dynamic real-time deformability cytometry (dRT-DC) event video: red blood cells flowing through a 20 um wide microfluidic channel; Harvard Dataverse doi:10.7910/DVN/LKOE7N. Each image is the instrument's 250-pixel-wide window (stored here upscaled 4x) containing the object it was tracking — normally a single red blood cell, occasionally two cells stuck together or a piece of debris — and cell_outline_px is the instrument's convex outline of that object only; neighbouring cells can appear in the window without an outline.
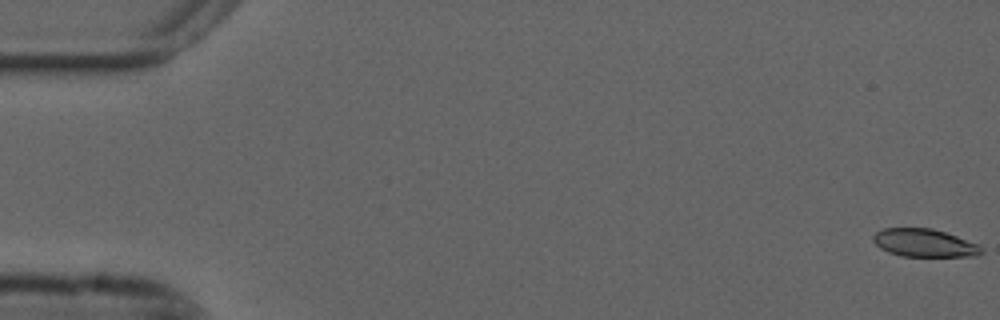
{"species": "common noctule bat (a hibernating species)", "species_latin": "Nyctalus noctula", "temperature_condition": "cold", "stored_images_in_passage": 56, "camera_frame_rate_fps": 3000, "um_per_image_px": 0.085, "animal": {"sex": "male", "forearm_length_mm": 52.5}, "frame": {"image": 1, "passage_image": 1, "time_ms": 0.0, "image_size_px": [1000, 320], "cell_outline_px": [[984, 252], [976, 256], [900, 256], [888, 252], [880, 248], [872, 240], [872, 236], [876, 232], [884, 228], [932, 228], [980, 244]], "centroid_in_image_um": [78.57, 20.65], "position_along_channel_um": 6.4, "area_um2": 17.69}}
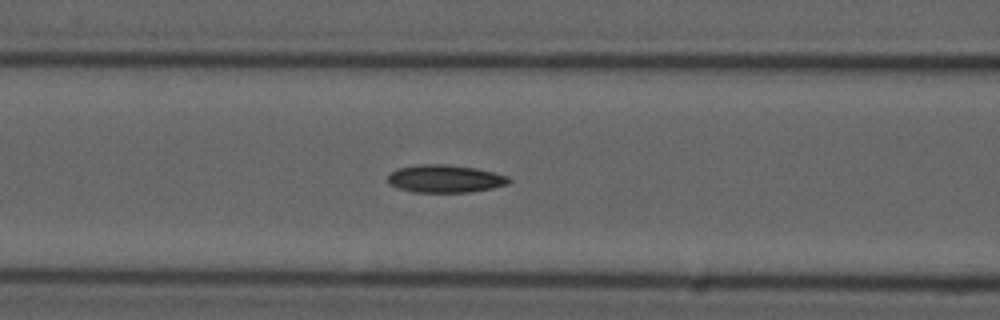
{"frame": {"image": 2, "passage_image": 23, "time_ms": 7.333, "image_size_px": [1000, 320], "cell_outline_px": [[512, 180], [508, 184], [492, 188], [468, 192], [416, 192], [400, 188], [388, 184], [388, 176], [396, 168], [420, 164], [444, 164], [476, 168], [508, 176]], "centroid_in_image_um": [37.83, 15.18], "position_along_channel_um": 128.8, "area_um2": 19.48}}
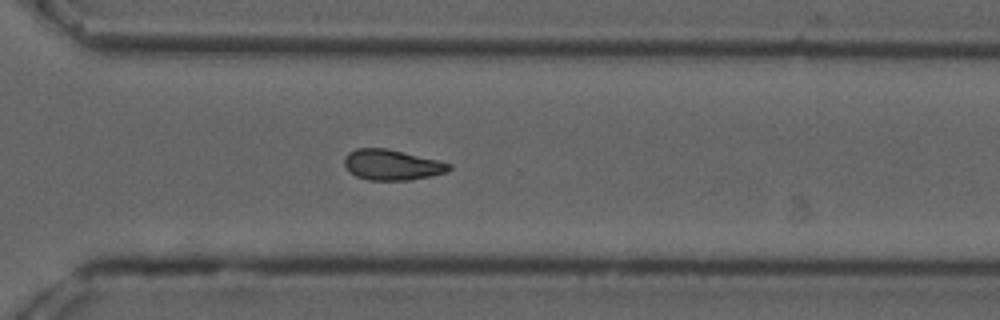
{"frame": {"image": 3, "passage_image": 40, "time_ms": 13.0, "image_size_px": [1000, 320], "cell_outline_px": [[452, 168], [448, 172], [432, 176], [408, 180], [368, 180], [356, 176], [348, 172], [344, 164], [344, 156], [348, 152], [356, 148], [384, 148], [436, 160], [452, 164]], "centroid_in_image_um": [33.28, 14.02], "position_along_channel_um": 337.3, "area_um2": 18.61}, "authors_computed_cell_mechanics": {"area_um2": 18.785, "velocity_mm_per_s": 3.6895, "shape_relaxation_time_tau1_ms": null, "shape_relaxation_time_tau2_ms": 7.436, "deformation_change_tau1": null, "deformation_change_tau2": 0.1434}}